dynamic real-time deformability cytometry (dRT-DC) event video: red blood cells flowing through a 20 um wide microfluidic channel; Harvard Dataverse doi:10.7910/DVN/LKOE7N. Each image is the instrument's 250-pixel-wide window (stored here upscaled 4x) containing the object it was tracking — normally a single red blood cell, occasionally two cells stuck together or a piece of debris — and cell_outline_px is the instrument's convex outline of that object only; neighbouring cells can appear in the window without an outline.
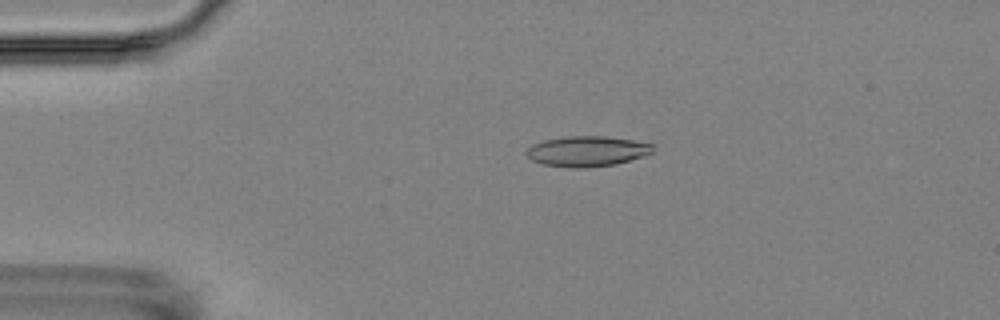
{"species": "Egyptian fruit bat (a non-hibernating species)", "species_latin": "Rousettus aegyptiacus", "temperature_condition": "room temperature", "stored_images_in_passage": 5, "camera_frame_rate_fps": 3000, "um_per_image_px": 0.085, "animal": {"sex": "female"}, "frame": {"image": 1, "passage_image": 4, "time_ms": 3.333, "image_size_px": [1000, 320], "cell_outline_px": [[656, 144], [652, 152], [616, 164], [580, 168], [572, 168], [544, 164], [532, 160], [524, 152], [532, 144], [544, 140], [568, 136], [608, 136]], "centroid_in_image_um": [49.89, 12.84], "position_along_channel_um": 35.1, "area_um2": 22.25}}